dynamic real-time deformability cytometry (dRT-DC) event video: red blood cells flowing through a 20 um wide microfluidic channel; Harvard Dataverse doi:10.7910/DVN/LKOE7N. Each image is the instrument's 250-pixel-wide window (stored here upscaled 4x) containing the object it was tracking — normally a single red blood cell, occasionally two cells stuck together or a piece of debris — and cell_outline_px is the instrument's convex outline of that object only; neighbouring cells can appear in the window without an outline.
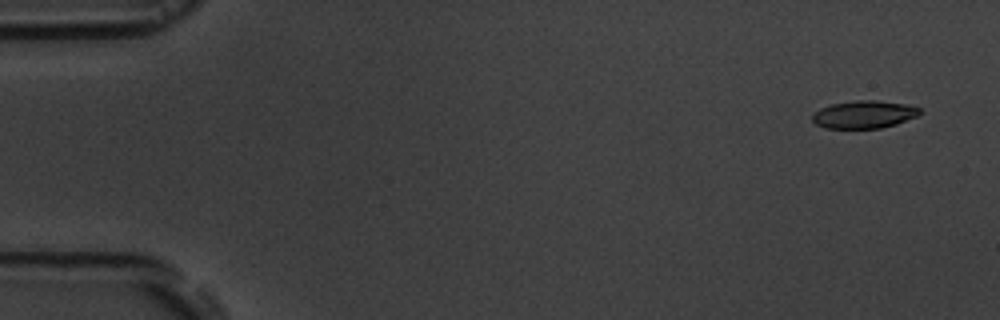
{"species": "common noctule bat (a hibernating species)", "species_latin": "Nyctalus noctula", "temperature_condition": "room temperature", "stored_images_in_passage": 5, "camera_frame_rate_fps": 3000, "um_per_image_px": 0.085, "animal": {"sex": "male", "body_mass_g": 19.5, "forearm_length_mm": 54.6}, "frame": {"image": 1, "passage_image": 1, "time_ms": 0.0, "image_size_px": [1000, 320], "cell_outline_px": [[920, 112], [916, 116], [896, 124], [880, 128], [824, 128], [816, 124], [812, 120], [812, 116], [820, 108], [832, 104], [856, 100], [876, 100], [904, 104], [920, 108]], "centroid_in_image_um": [73.41, 9.73], "position_along_channel_um": 11.6, "area_um2": 17.11}}
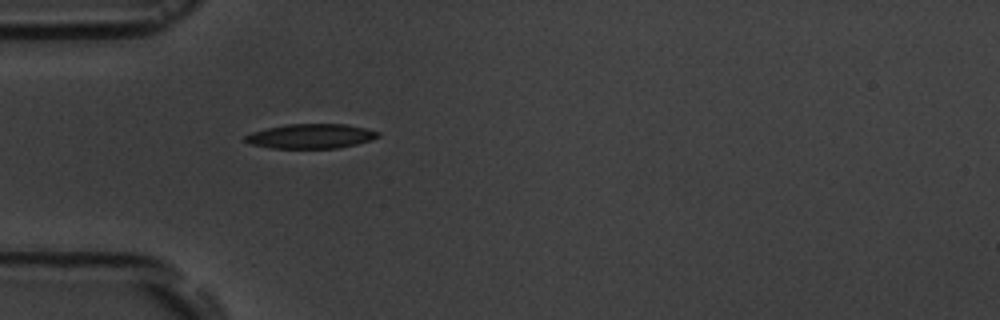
{"frame": {"image": 2, "passage_image": 5, "time_ms": 4.667, "image_size_px": [1000, 320], "cell_outline_px": [[380, 136], [372, 140], [356, 144], [336, 148], [268, 148], [252, 144], [244, 140], [244, 136], [252, 132], [268, 128], [288, 124], [348, 124], [380, 132]], "centroid_in_image_um": [26.44, 11.57], "position_along_channel_um": 58.6, "area_um2": 18.96}}